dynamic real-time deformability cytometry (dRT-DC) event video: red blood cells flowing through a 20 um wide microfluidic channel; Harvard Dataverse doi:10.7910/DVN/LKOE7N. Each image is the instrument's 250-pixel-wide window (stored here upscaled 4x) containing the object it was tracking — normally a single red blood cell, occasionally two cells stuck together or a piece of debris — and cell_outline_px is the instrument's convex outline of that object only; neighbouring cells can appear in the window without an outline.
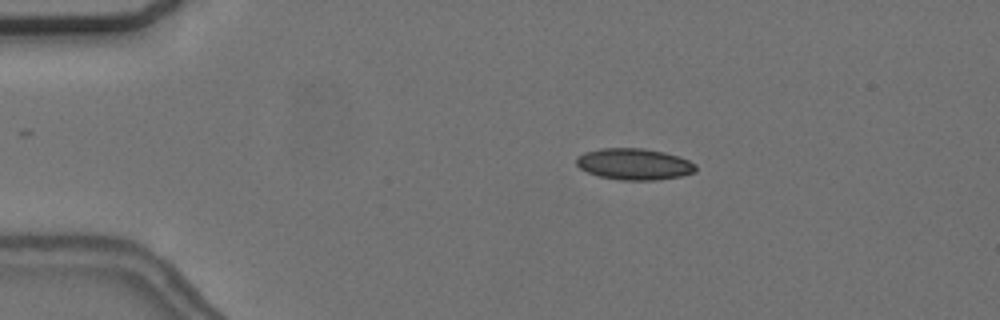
{"species": "common noctule bat (a hibernating species)", "species_latin": "Nyctalus noctula", "temperature_condition": "cold", "stored_images_in_passage": 55, "camera_frame_rate_fps": 3000, "um_per_image_px": 0.085, "animal": {"sex": "female", "body_mass_g": 24.6, "forearm_length_mm": 56.2}, "frame": {"image": 1, "passage_image": 10, "time_ms": 3.0, "image_size_px": [1000, 320], "cell_outline_px": [[696, 172], [680, 176], [656, 180], [620, 180], [600, 176], [588, 172], [580, 168], [576, 164], [576, 156], [584, 152], [600, 148], [644, 148], [664, 152], [688, 160], [696, 164]], "centroid_in_image_um": [53.89, 13.94], "position_along_channel_um": 31.1, "area_um2": 21.85}}
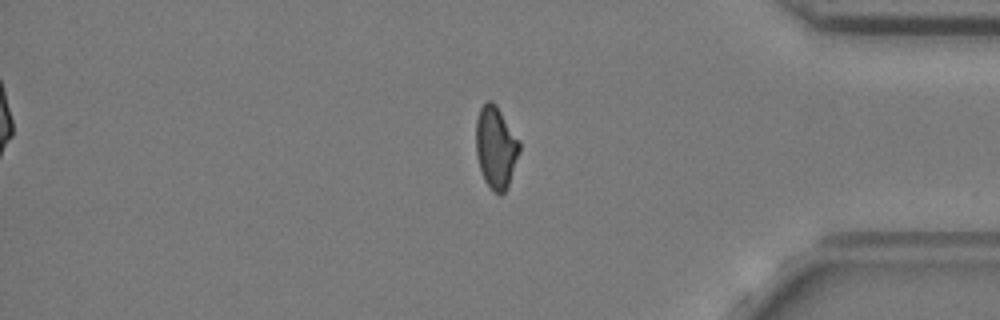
{"frame": {"image": 2, "passage_image": 46, "time_ms": 15.0, "image_size_px": [1000, 320], "cell_outline_px": [[520, 152], [508, 188], [500, 196], [484, 180], [476, 156], [476, 120], [480, 108], [488, 100], [492, 100], [496, 104], [520, 140]], "centroid_in_image_um": [42.16, 12.51], "position_along_channel_um": 393.0, "area_um2": 20.98}}
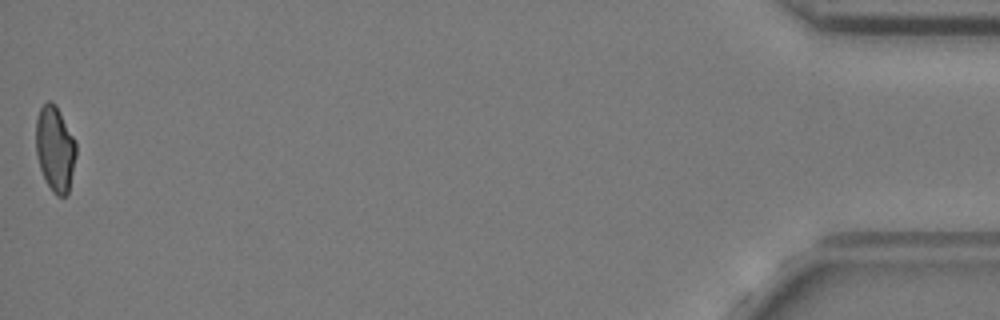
{"frame": {"image": 3, "passage_image": 55, "time_ms": 18.0, "image_size_px": [1000, 320], "cell_outline_px": [[76, 156], [68, 192], [64, 196], [56, 196], [52, 192], [40, 168], [36, 156], [36, 116], [40, 108], [48, 100], [52, 100], [56, 104], [76, 144]], "centroid_in_image_um": [4.66, 12.62], "position_along_channel_um": 430.5, "area_um2": 19.88}, "authors_computed_cell_mechanics": {"area_um2": 20.9236, "velocity_mm_per_s": 3.674, "shape_relaxation_time_tau1_ms": null, "shape_relaxation_time_tau2_ms": 2.6805, "deformation_change_tau1": null, "deformation_change_tau2": 0.0736}}